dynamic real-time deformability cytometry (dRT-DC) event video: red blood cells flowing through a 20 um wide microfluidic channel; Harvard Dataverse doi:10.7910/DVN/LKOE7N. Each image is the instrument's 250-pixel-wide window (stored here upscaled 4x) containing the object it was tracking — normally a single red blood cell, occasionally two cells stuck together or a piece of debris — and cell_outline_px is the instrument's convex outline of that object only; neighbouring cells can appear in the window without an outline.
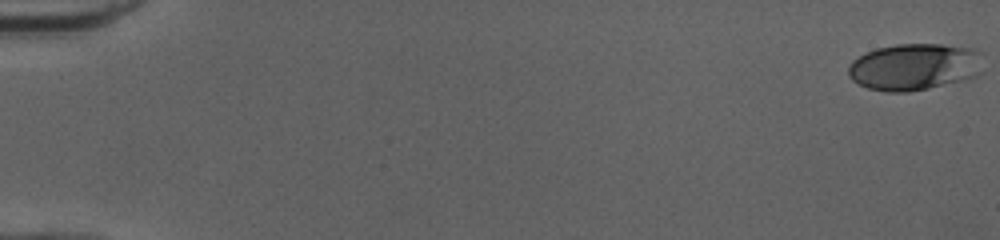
{"species": "human", "species_latin": "Homo sapiens", "temperature_condition": "cold", "stored_images_in_passage": 52, "camera_frame_rate_fps": 3000, "um_per_image_px": 0.085, "donor": {"sex": "female"}, "frame": {"image": 1, "passage_image": 1, "time_ms": 0.0, "image_size_px": [1000, 240], "cell_outline_px": [[980, 72], [976, 76], [968, 80], [908, 92], [884, 92], [868, 88], [852, 80], [848, 76], [848, 68], [852, 60], [876, 48], [896, 44], [940, 44], [976, 48], [980, 52]], "centroid_in_image_um": [77.73, 5.68], "position_along_channel_um": 7.3, "area_um2": 36.99}}
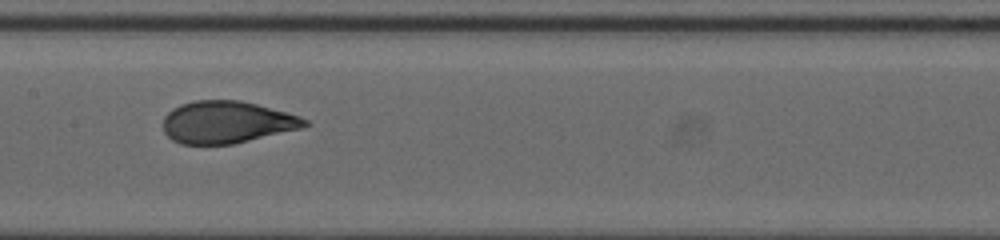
{"frame": {"image": 2, "passage_image": 28, "time_ms": 9.0, "image_size_px": [1000, 240], "cell_outline_px": [[312, 124], [300, 128], [232, 144], [180, 144], [172, 140], [164, 132], [164, 116], [172, 108], [180, 104], [196, 100], [240, 100], [256, 104], [300, 116], [308, 120]], "centroid_in_image_um": [19.26, 10.38], "position_along_channel_um": 188.1, "area_um2": 34.62}}
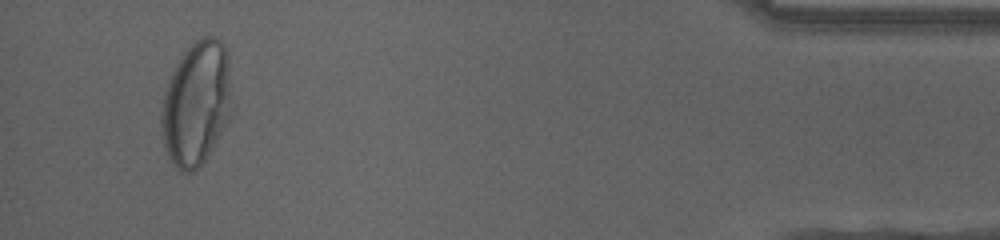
{"frame": {"image": 3, "passage_image": 50, "time_ms": 16.333, "image_size_px": [1000, 240], "cell_outline_px": [[232, 112], [212, 148], [200, 168], [192, 172], [180, 172], [176, 168], [168, 156], [164, 144], [160, 124], [160, 112], [164, 92], [168, 80], [180, 56], [200, 36], [216, 36], [224, 44], [228, 52]], "centroid_in_image_um": [16.68, 8.78], "position_along_channel_um": 418.5, "area_um2": 51.5}, "authors_computed_cell_mechanics": {"area_um2": 35.4603, "velocity_mm_per_s": 4.0019, "shape_relaxation_time_tau1_ms": 6.3617, "shape_relaxation_time_tau2_ms": null, "deformation_change_tau1": 0.2421, "deformation_change_tau2": null}}